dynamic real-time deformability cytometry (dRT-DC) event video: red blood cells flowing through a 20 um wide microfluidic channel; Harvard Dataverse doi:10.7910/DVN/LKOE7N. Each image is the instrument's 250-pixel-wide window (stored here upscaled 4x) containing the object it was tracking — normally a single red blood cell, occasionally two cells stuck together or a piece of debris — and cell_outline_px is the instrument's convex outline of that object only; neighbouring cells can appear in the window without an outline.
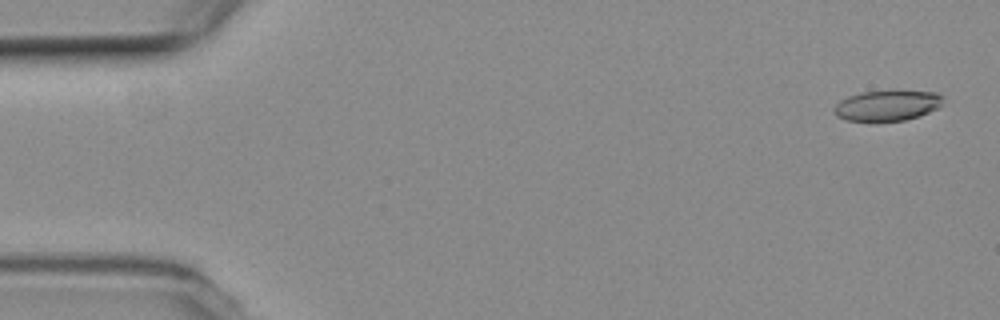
{"species": "common noctule bat (a hibernating species)", "species_latin": "Nyctalus noctula", "temperature_condition": "room temperature", "stored_images_in_passage": 16, "camera_frame_rate_fps": 3000, "um_per_image_px": 0.085, "animal": {"sex": "female", "body_mass_g": 19.3, "forearm_length_mm": 54.1}, "frame": {"image": 1, "passage_image": 2, "time_ms": 0.333, "image_size_px": [1000, 320], "cell_outline_px": [[940, 104], [936, 108], [920, 116], [904, 120], [876, 124], [872, 124], [844, 120], [836, 116], [832, 112], [832, 108], [840, 100], [848, 96], [860, 92], [892, 88], [936, 92], [940, 96]], "centroid_in_image_um": [75.31, 8.98], "position_along_channel_um": 9.7, "area_um2": 20.75}}
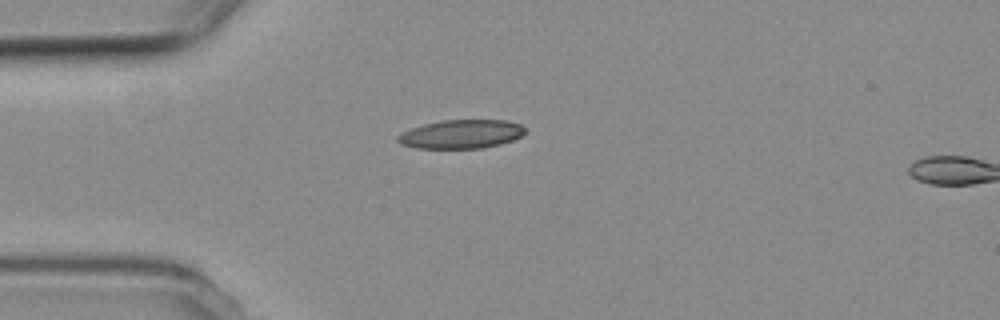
{"frame": {"image": 2, "passage_image": 14, "time_ms": 4.333, "image_size_px": [1000, 320], "cell_outline_px": [[524, 132], [520, 136], [512, 140], [500, 144], [480, 148], [416, 148], [400, 144], [396, 140], [396, 136], [412, 128], [424, 124], [444, 120], [508, 120], [520, 124], [524, 128]], "centroid_in_image_um": [39.18, 11.4], "position_along_channel_um": 45.8, "area_um2": 21.15}}